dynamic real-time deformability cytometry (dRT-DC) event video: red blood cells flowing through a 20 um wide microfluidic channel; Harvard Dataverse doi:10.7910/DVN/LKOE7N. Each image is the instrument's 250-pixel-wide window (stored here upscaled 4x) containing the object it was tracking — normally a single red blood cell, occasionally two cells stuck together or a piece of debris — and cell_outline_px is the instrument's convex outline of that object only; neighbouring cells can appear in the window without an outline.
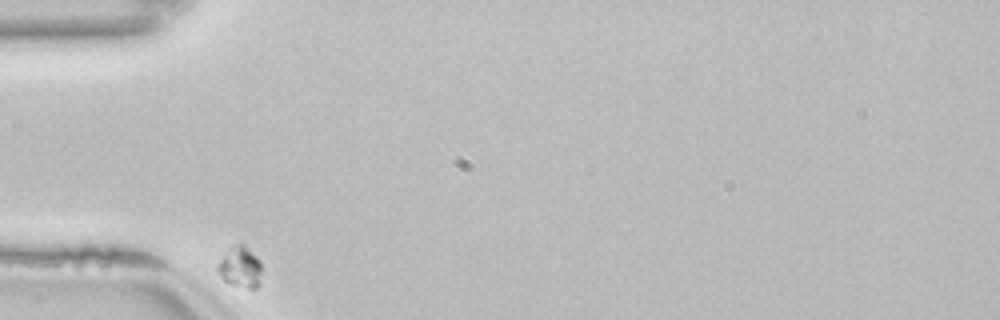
{"species": "common noctule bat (a hibernating species)", "species_latin": "Nyctalus noctula", "temperature_condition": "room temperature", "stored_images_in_passage": 36, "camera_frame_rate_fps": 3000, "um_per_image_px": 0.085, "animal": {"sex": "female", "body_mass_g": 22.7, "forearm_length_mm": 54.2}, "frame": {"image": 1, "passage_image": 1, "time_ms": 0.0, "image_size_px": [1000, 320], "cell_outline_px": [[260, 272], [256, 288], [248, 288], [232, 284], [224, 280], [220, 276], [216, 268], [216, 264], [236, 244], [244, 244], [260, 260]], "centroid_in_image_um": [20.4, 22.7], "position_along_channel_um": 64.6, "area_um2": 10.06}}